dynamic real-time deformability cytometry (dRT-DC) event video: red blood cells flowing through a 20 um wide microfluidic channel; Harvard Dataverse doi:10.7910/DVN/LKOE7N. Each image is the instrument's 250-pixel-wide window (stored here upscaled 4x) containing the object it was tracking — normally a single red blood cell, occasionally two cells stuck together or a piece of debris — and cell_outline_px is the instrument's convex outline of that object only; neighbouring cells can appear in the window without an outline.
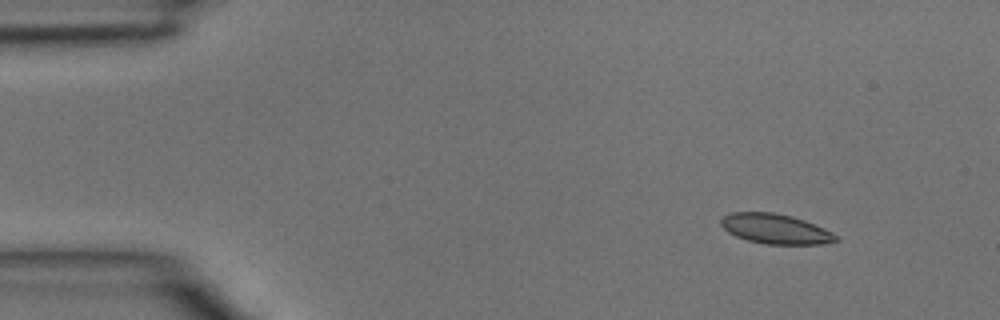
{"species": "common noctule bat (a hibernating species)", "species_latin": "Nyctalus noctula", "temperature_condition": "room temperature", "stored_images_in_passage": 4, "segment_of_instrument_passage": [1, 2], "camera_frame_rate_fps": 3000, "um_per_image_px": 0.085, "animal": {"sex": "male", "body_mass_g": 15.6}, "frame": {"image": 1, "passage_image": 1, "time_ms": 0.0, "image_size_px": [1000, 320], "cell_outline_px": [[840, 240], [820, 244], [764, 244], [748, 240], [736, 236], [728, 232], [720, 224], [720, 220], [724, 216], [732, 212], [772, 212], [792, 216], [804, 220], [824, 228], [832, 232]], "centroid_in_image_um": [65.9, 19.45], "position_along_channel_um": 19.1, "area_um2": 19.94}}